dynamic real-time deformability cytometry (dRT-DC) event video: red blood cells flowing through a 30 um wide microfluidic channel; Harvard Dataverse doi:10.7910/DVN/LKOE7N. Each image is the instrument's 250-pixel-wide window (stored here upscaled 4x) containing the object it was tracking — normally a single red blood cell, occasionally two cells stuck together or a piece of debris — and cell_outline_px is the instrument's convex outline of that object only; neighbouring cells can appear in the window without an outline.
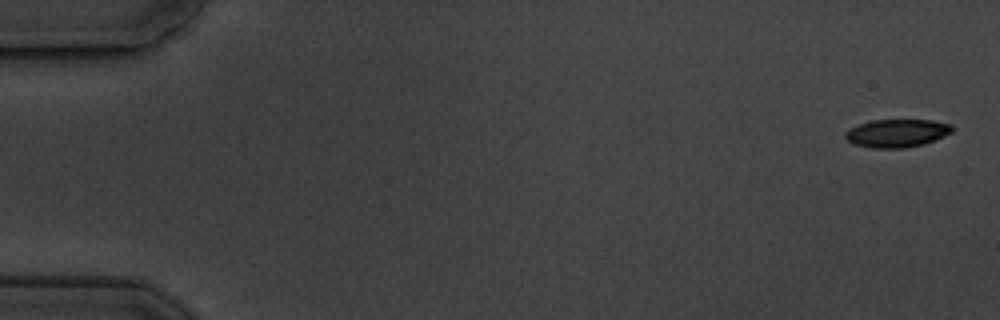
{"species": "common noctule bat (a hibernating species)", "species_latin": "Nyctalus noctula", "temperature_condition": "cold", "stored_images_in_passage": 9, "camera_frame_rate_fps": 3000, "um_per_image_px": 0.085, "animal": {"sex": "male", "body_mass_g": 19.5, "forearm_length_mm": 54.6}, "frame": {"image": 1, "passage_image": 1, "time_ms": 0.0, "image_size_px": [1000, 320], "cell_outline_px": [[952, 132], [944, 136], [924, 144], [904, 148], [872, 148], [856, 144], [848, 140], [844, 136], [844, 132], [848, 128], [872, 120], [932, 120], [952, 124]], "centroid_in_image_um": [76.23, 11.31], "position_along_channel_um": 8.8, "area_um2": 17.46}}
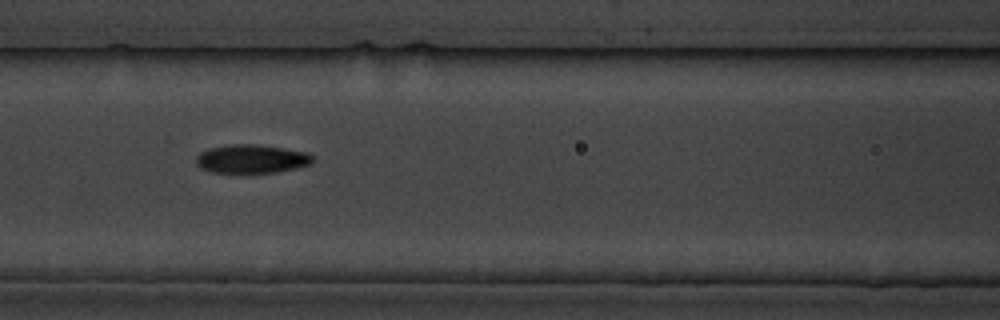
{"frame": {"image": 2, "passage_image": 8, "time_ms": 8.0, "image_size_px": [1000, 320], "cell_outline_px": [[316, 160], [312, 164], [296, 168], [276, 172], [212, 172], [200, 168], [196, 164], [196, 156], [200, 152], [208, 148], [232, 144], [252, 144], [284, 148], [308, 152]], "centroid_in_image_um": [21.4, 13.5], "position_along_channel_um": 145.2, "area_um2": 19.48}}
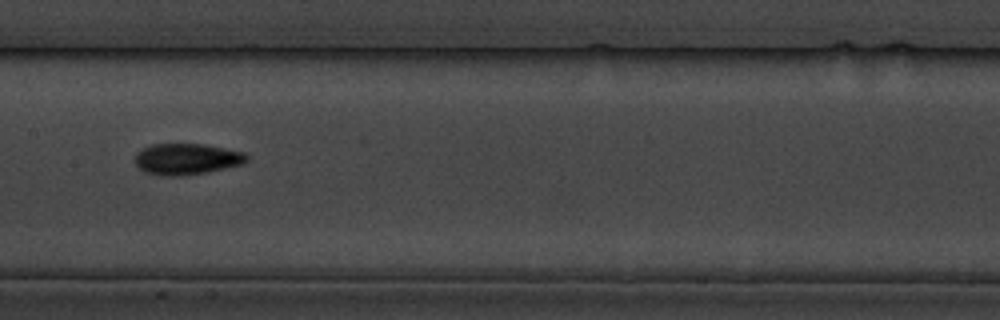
{"frame": {"image": 3, "passage_image": 9, "time_ms": 9.333, "image_size_px": [1000, 320], "cell_outline_px": [[248, 160], [244, 164], [208, 172], [180, 176], [160, 176], [144, 172], [136, 164], [136, 152], [152, 144], [204, 144], [244, 152], [248, 156]], "centroid_in_image_um": [15.89, 13.53], "position_along_channel_um": 191.5, "area_um2": 20.4}}